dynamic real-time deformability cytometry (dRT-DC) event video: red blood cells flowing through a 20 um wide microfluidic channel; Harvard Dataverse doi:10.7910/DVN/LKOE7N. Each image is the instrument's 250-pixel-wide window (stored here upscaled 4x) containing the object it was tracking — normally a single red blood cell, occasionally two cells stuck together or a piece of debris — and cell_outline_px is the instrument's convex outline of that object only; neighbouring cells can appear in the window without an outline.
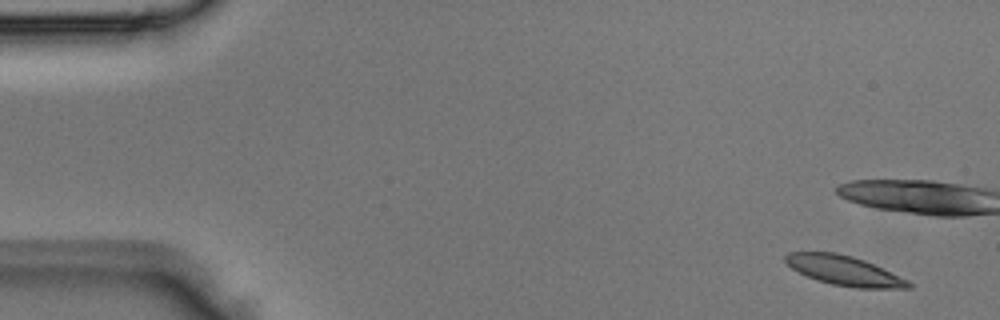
{"species": "Egyptian fruit bat (a non-hibernating species)", "species_latin": "Rousettus aegyptiacus", "temperature_condition": "room temperature", "stored_images_in_passage": 4, "camera_frame_rate_fps": 3000, "um_per_image_px": 0.085, "animal": {"sex": "male"}, "frame": {"image": 1, "passage_image": 1, "time_ms": 0.0, "image_size_px": [1000, 320], "cell_outline_px": [[912, 288], [856, 288], [832, 284], [816, 280], [792, 268], [784, 260], [784, 256], [788, 252], [836, 252], [852, 256], [864, 260], [908, 280], [912, 284]], "centroid_in_image_um": [71.75, 23.0], "position_along_channel_um": 13.2, "area_um2": 21.04}}